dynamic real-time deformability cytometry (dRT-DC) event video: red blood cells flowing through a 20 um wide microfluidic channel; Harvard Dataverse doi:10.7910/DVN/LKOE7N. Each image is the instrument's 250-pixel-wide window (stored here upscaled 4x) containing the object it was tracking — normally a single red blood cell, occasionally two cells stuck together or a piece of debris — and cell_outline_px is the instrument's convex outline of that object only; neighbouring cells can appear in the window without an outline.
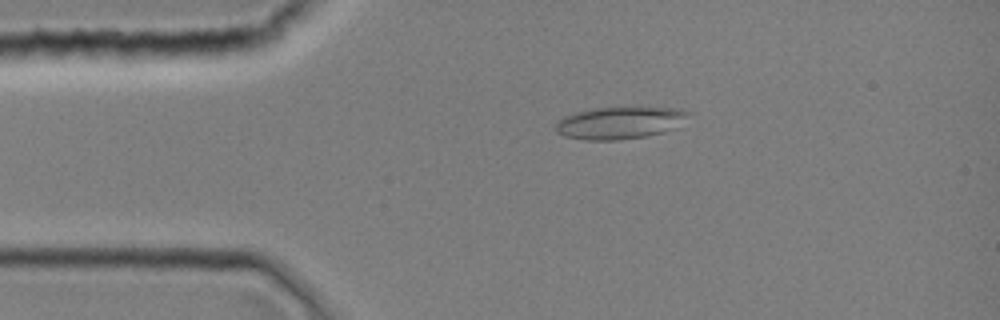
{"species": "common noctule bat (a hibernating species)", "species_latin": "Nyctalus noctula", "temperature_condition": "room temperature", "stored_images_in_passage": 9, "camera_frame_rate_fps": 3000, "um_per_image_px": 0.085, "animal": {"sex": "female", "body_mass_g": 19.0, "forearm_length_mm": 51.5}, "frame": {"image": 1, "passage_image": 8, "time_ms": 2.333, "image_size_px": [1000, 320], "cell_outline_px": [[692, 112], [680, 128], [644, 136], [616, 140], [584, 140], [564, 136], [556, 132], [556, 124], [564, 116], [576, 112], [592, 108], [680, 108]], "centroid_in_image_um": [52.74, 10.44], "position_along_channel_um": 32.3, "area_um2": 24.97}}